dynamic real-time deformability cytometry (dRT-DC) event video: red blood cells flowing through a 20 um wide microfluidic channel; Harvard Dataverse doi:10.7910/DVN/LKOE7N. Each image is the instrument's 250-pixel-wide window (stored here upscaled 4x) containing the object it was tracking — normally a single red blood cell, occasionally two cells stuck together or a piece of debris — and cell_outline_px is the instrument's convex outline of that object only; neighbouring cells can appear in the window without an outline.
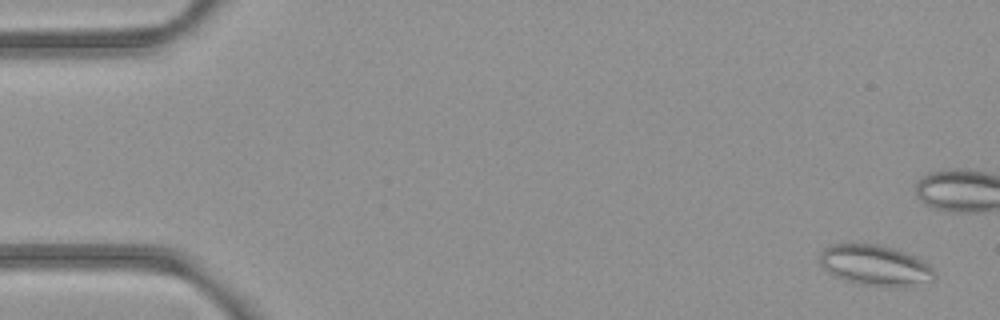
{"species": "common noctule bat (a hibernating species)", "species_latin": "Nyctalus noctula", "temperature_condition": "room temperature", "stored_images_in_passage": 55, "camera_frame_rate_fps": 3000, "um_per_image_px": 0.085, "animal": {"sex": "female", "body_mass_g": 21.9}, "frame": {"image": 1, "passage_image": 3, "time_ms": 0.667, "image_size_px": [1000, 320], "cell_outline_px": [[936, 276], [932, 280], [908, 288], [896, 288], [856, 284], [844, 280], [828, 272], [820, 264], [820, 252], [824, 248], [832, 244], [880, 244], [896, 248], [916, 256], [924, 260], [932, 268]], "centroid_in_image_um": [74.43, 22.57], "position_along_channel_um": 10.6, "area_um2": 27.8}}
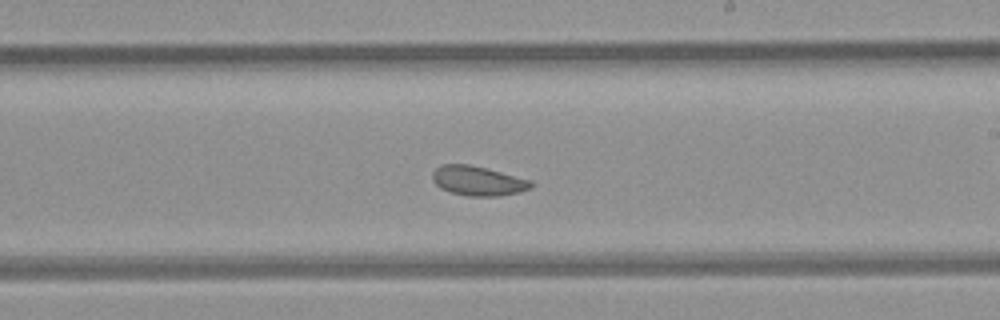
{"frame": {"image": 2, "passage_image": 32, "time_ms": 10.333, "image_size_px": [1000, 320], "cell_outline_px": [[536, 184], [532, 188], [520, 192], [500, 196], [468, 196], [452, 192], [440, 188], [432, 180], [432, 172], [436, 168], [444, 164], [468, 164], [532, 180]], "centroid_in_image_um": [40.66, 15.38], "position_along_channel_um": 248.3, "area_um2": 16.99}}
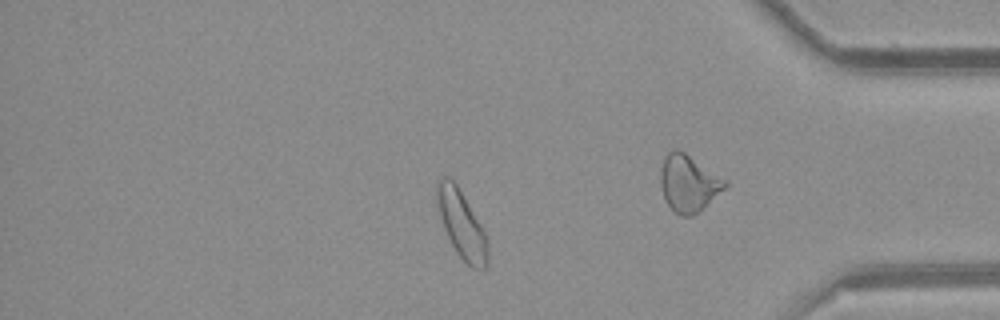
{"frame": {"image": 3, "passage_image": 46, "time_ms": 15.0, "image_size_px": [1000, 320], "cell_outline_px": [[488, 264], [484, 268], [472, 268], [456, 252], [444, 228], [440, 216], [436, 200], [436, 180], [440, 176], [448, 176], [456, 184], [480, 224], [488, 240]], "centroid_in_image_um": [39.22, 19.04], "position_along_channel_um": 396.0, "area_um2": 19.71}, "authors_computed_cell_mechanics": {"area_um2": 20.3456, "velocity_mm_per_s": 3.8999, "shape_relaxation_time_tau1_ms": null, "shape_relaxation_time_tau2_ms": 3.2531, "deformation_change_tau1": null, "deformation_change_tau2": 0.0696}}